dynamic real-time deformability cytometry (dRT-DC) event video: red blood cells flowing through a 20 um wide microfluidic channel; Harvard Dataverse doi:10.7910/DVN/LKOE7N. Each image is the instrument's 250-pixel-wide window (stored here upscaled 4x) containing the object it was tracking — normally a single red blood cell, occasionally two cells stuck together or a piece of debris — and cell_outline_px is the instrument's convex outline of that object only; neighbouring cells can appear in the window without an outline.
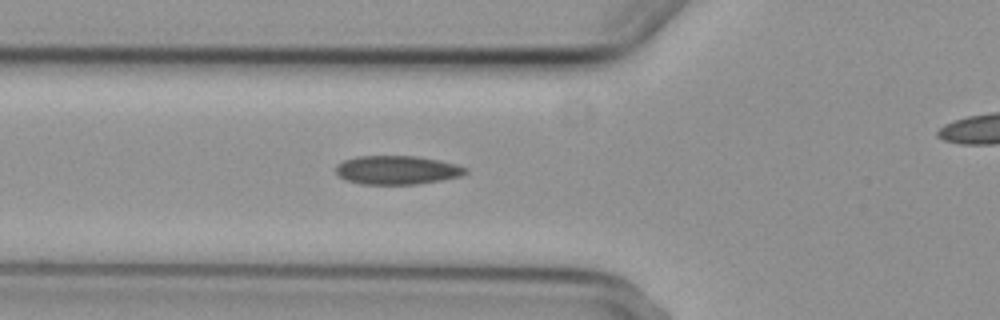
{"species": "common noctule bat (a hibernating species)", "species_latin": "Nyctalus noctula", "temperature_condition": "cold", "stored_images_in_passage": 5, "segment_of_instrument_passage": [1, 2], "camera_frame_rate_fps": 3000, "um_per_image_px": 0.085, "animal": {"sex": "female", "body_mass_g": 29.2, "forearm_length_mm": 56.3}, "frame": {"image": 1, "passage_image": 4, "time_ms": 3.333, "image_size_px": [1000, 320], "cell_outline_px": [[468, 172], [460, 176], [440, 180], [416, 184], [360, 184], [344, 180], [336, 172], [336, 164], [344, 160], [356, 156], [416, 156], [440, 160], [456, 164], [468, 168]], "centroid_in_image_um": [33.73, 14.45], "position_along_channel_um": 92.1, "area_um2": 21.79}}